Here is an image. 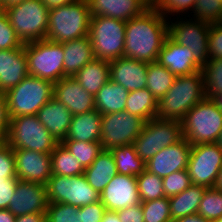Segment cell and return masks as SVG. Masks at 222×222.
<instances>
[{
  "label": "cell",
  "instance_id": "obj_9",
  "mask_svg": "<svg viewBox=\"0 0 222 222\" xmlns=\"http://www.w3.org/2000/svg\"><path fill=\"white\" fill-rule=\"evenodd\" d=\"M6 143L12 149H30L48 154L59 144L36 115L10 117Z\"/></svg>",
  "mask_w": 222,
  "mask_h": 222
},
{
  "label": "cell",
  "instance_id": "obj_31",
  "mask_svg": "<svg viewBox=\"0 0 222 222\" xmlns=\"http://www.w3.org/2000/svg\"><path fill=\"white\" fill-rule=\"evenodd\" d=\"M125 110L147 122L156 117L158 101L147 88L130 91Z\"/></svg>",
  "mask_w": 222,
  "mask_h": 222
},
{
  "label": "cell",
  "instance_id": "obj_39",
  "mask_svg": "<svg viewBox=\"0 0 222 222\" xmlns=\"http://www.w3.org/2000/svg\"><path fill=\"white\" fill-rule=\"evenodd\" d=\"M144 222H173L170 213L169 197L141 202Z\"/></svg>",
  "mask_w": 222,
  "mask_h": 222
},
{
  "label": "cell",
  "instance_id": "obj_15",
  "mask_svg": "<svg viewBox=\"0 0 222 222\" xmlns=\"http://www.w3.org/2000/svg\"><path fill=\"white\" fill-rule=\"evenodd\" d=\"M100 201L108 211L141 204L136 177L117 173L100 193Z\"/></svg>",
  "mask_w": 222,
  "mask_h": 222
},
{
  "label": "cell",
  "instance_id": "obj_53",
  "mask_svg": "<svg viewBox=\"0 0 222 222\" xmlns=\"http://www.w3.org/2000/svg\"><path fill=\"white\" fill-rule=\"evenodd\" d=\"M173 222H211V221L204 219L203 217H201L198 214H193V215L180 217V218L174 220Z\"/></svg>",
  "mask_w": 222,
  "mask_h": 222
},
{
  "label": "cell",
  "instance_id": "obj_3",
  "mask_svg": "<svg viewBox=\"0 0 222 222\" xmlns=\"http://www.w3.org/2000/svg\"><path fill=\"white\" fill-rule=\"evenodd\" d=\"M90 11L86 0L49 10L46 39L62 43L89 35Z\"/></svg>",
  "mask_w": 222,
  "mask_h": 222
},
{
  "label": "cell",
  "instance_id": "obj_61",
  "mask_svg": "<svg viewBox=\"0 0 222 222\" xmlns=\"http://www.w3.org/2000/svg\"><path fill=\"white\" fill-rule=\"evenodd\" d=\"M6 144V140L0 137V149Z\"/></svg>",
  "mask_w": 222,
  "mask_h": 222
},
{
  "label": "cell",
  "instance_id": "obj_50",
  "mask_svg": "<svg viewBox=\"0 0 222 222\" xmlns=\"http://www.w3.org/2000/svg\"><path fill=\"white\" fill-rule=\"evenodd\" d=\"M10 127V116L4 95L0 94V137L7 140Z\"/></svg>",
  "mask_w": 222,
  "mask_h": 222
},
{
  "label": "cell",
  "instance_id": "obj_22",
  "mask_svg": "<svg viewBox=\"0 0 222 222\" xmlns=\"http://www.w3.org/2000/svg\"><path fill=\"white\" fill-rule=\"evenodd\" d=\"M28 75L25 44L22 48L0 50V94L17 86Z\"/></svg>",
  "mask_w": 222,
  "mask_h": 222
},
{
  "label": "cell",
  "instance_id": "obj_29",
  "mask_svg": "<svg viewBox=\"0 0 222 222\" xmlns=\"http://www.w3.org/2000/svg\"><path fill=\"white\" fill-rule=\"evenodd\" d=\"M128 95L123 86L109 80L94 96L95 109L102 115L123 111Z\"/></svg>",
  "mask_w": 222,
  "mask_h": 222
},
{
  "label": "cell",
  "instance_id": "obj_14",
  "mask_svg": "<svg viewBox=\"0 0 222 222\" xmlns=\"http://www.w3.org/2000/svg\"><path fill=\"white\" fill-rule=\"evenodd\" d=\"M222 166V149L216 143L191 145L187 171L193 185L214 187Z\"/></svg>",
  "mask_w": 222,
  "mask_h": 222
},
{
  "label": "cell",
  "instance_id": "obj_17",
  "mask_svg": "<svg viewBox=\"0 0 222 222\" xmlns=\"http://www.w3.org/2000/svg\"><path fill=\"white\" fill-rule=\"evenodd\" d=\"M18 180L46 185L52 175L51 154L30 149H13Z\"/></svg>",
  "mask_w": 222,
  "mask_h": 222
},
{
  "label": "cell",
  "instance_id": "obj_38",
  "mask_svg": "<svg viewBox=\"0 0 222 222\" xmlns=\"http://www.w3.org/2000/svg\"><path fill=\"white\" fill-rule=\"evenodd\" d=\"M197 214L204 219L216 222L222 216V191L211 187L203 193Z\"/></svg>",
  "mask_w": 222,
  "mask_h": 222
},
{
  "label": "cell",
  "instance_id": "obj_20",
  "mask_svg": "<svg viewBox=\"0 0 222 222\" xmlns=\"http://www.w3.org/2000/svg\"><path fill=\"white\" fill-rule=\"evenodd\" d=\"M53 98L65 105L72 115L95 109L94 96L73 77H64L53 86Z\"/></svg>",
  "mask_w": 222,
  "mask_h": 222
},
{
  "label": "cell",
  "instance_id": "obj_10",
  "mask_svg": "<svg viewBox=\"0 0 222 222\" xmlns=\"http://www.w3.org/2000/svg\"><path fill=\"white\" fill-rule=\"evenodd\" d=\"M182 138L181 121L155 117L145 122L133 146L138 156L147 163L158 151Z\"/></svg>",
  "mask_w": 222,
  "mask_h": 222
},
{
  "label": "cell",
  "instance_id": "obj_42",
  "mask_svg": "<svg viewBox=\"0 0 222 222\" xmlns=\"http://www.w3.org/2000/svg\"><path fill=\"white\" fill-rule=\"evenodd\" d=\"M196 1L197 0H157L154 8L168 20L174 15L180 17L181 14L183 16V13L187 15L189 11L193 12ZM168 15L172 16L168 17Z\"/></svg>",
  "mask_w": 222,
  "mask_h": 222
},
{
  "label": "cell",
  "instance_id": "obj_33",
  "mask_svg": "<svg viewBox=\"0 0 222 222\" xmlns=\"http://www.w3.org/2000/svg\"><path fill=\"white\" fill-rule=\"evenodd\" d=\"M177 76L157 61L148 63L146 88L159 101L171 88Z\"/></svg>",
  "mask_w": 222,
  "mask_h": 222
},
{
  "label": "cell",
  "instance_id": "obj_35",
  "mask_svg": "<svg viewBox=\"0 0 222 222\" xmlns=\"http://www.w3.org/2000/svg\"><path fill=\"white\" fill-rule=\"evenodd\" d=\"M206 98L214 99L222 93V59L209 58L201 68Z\"/></svg>",
  "mask_w": 222,
  "mask_h": 222
},
{
  "label": "cell",
  "instance_id": "obj_58",
  "mask_svg": "<svg viewBox=\"0 0 222 222\" xmlns=\"http://www.w3.org/2000/svg\"><path fill=\"white\" fill-rule=\"evenodd\" d=\"M213 100L217 103V106L222 111V93L218 94Z\"/></svg>",
  "mask_w": 222,
  "mask_h": 222
},
{
  "label": "cell",
  "instance_id": "obj_11",
  "mask_svg": "<svg viewBox=\"0 0 222 222\" xmlns=\"http://www.w3.org/2000/svg\"><path fill=\"white\" fill-rule=\"evenodd\" d=\"M46 189L49 203H66L80 208L100 201V193L87 182L84 175H51Z\"/></svg>",
  "mask_w": 222,
  "mask_h": 222
},
{
  "label": "cell",
  "instance_id": "obj_1",
  "mask_svg": "<svg viewBox=\"0 0 222 222\" xmlns=\"http://www.w3.org/2000/svg\"><path fill=\"white\" fill-rule=\"evenodd\" d=\"M167 37L168 20L156 8H148L126 21L124 57L154 63Z\"/></svg>",
  "mask_w": 222,
  "mask_h": 222
},
{
  "label": "cell",
  "instance_id": "obj_60",
  "mask_svg": "<svg viewBox=\"0 0 222 222\" xmlns=\"http://www.w3.org/2000/svg\"><path fill=\"white\" fill-rule=\"evenodd\" d=\"M216 144L222 149V131L219 134Z\"/></svg>",
  "mask_w": 222,
  "mask_h": 222
},
{
  "label": "cell",
  "instance_id": "obj_62",
  "mask_svg": "<svg viewBox=\"0 0 222 222\" xmlns=\"http://www.w3.org/2000/svg\"><path fill=\"white\" fill-rule=\"evenodd\" d=\"M0 11H4V0H0Z\"/></svg>",
  "mask_w": 222,
  "mask_h": 222
},
{
  "label": "cell",
  "instance_id": "obj_27",
  "mask_svg": "<svg viewBox=\"0 0 222 222\" xmlns=\"http://www.w3.org/2000/svg\"><path fill=\"white\" fill-rule=\"evenodd\" d=\"M73 78L88 93L95 96L110 80V61L94 59L80 69Z\"/></svg>",
  "mask_w": 222,
  "mask_h": 222
},
{
  "label": "cell",
  "instance_id": "obj_21",
  "mask_svg": "<svg viewBox=\"0 0 222 222\" xmlns=\"http://www.w3.org/2000/svg\"><path fill=\"white\" fill-rule=\"evenodd\" d=\"M148 63L121 57L110 61V80L126 90L135 91L146 88Z\"/></svg>",
  "mask_w": 222,
  "mask_h": 222
},
{
  "label": "cell",
  "instance_id": "obj_45",
  "mask_svg": "<svg viewBox=\"0 0 222 222\" xmlns=\"http://www.w3.org/2000/svg\"><path fill=\"white\" fill-rule=\"evenodd\" d=\"M208 44L209 58L222 59V22L210 24Z\"/></svg>",
  "mask_w": 222,
  "mask_h": 222
},
{
  "label": "cell",
  "instance_id": "obj_4",
  "mask_svg": "<svg viewBox=\"0 0 222 222\" xmlns=\"http://www.w3.org/2000/svg\"><path fill=\"white\" fill-rule=\"evenodd\" d=\"M182 136L191 145L216 143L222 131V111L211 98L193 106L181 120Z\"/></svg>",
  "mask_w": 222,
  "mask_h": 222
},
{
  "label": "cell",
  "instance_id": "obj_36",
  "mask_svg": "<svg viewBox=\"0 0 222 222\" xmlns=\"http://www.w3.org/2000/svg\"><path fill=\"white\" fill-rule=\"evenodd\" d=\"M62 144L84 168L89 167L104 149L100 142L64 140Z\"/></svg>",
  "mask_w": 222,
  "mask_h": 222
},
{
  "label": "cell",
  "instance_id": "obj_25",
  "mask_svg": "<svg viewBox=\"0 0 222 222\" xmlns=\"http://www.w3.org/2000/svg\"><path fill=\"white\" fill-rule=\"evenodd\" d=\"M64 50V74L73 77L87 63L95 59L89 35L62 42Z\"/></svg>",
  "mask_w": 222,
  "mask_h": 222
},
{
  "label": "cell",
  "instance_id": "obj_7",
  "mask_svg": "<svg viewBox=\"0 0 222 222\" xmlns=\"http://www.w3.org/2000/svg\"><path fill=\"white\" fill-rule=\"evenodd\" d=\"M126 22L103 16H92L89 26L95 59L116 60L124 56Z\"/></svg>",
  "mask_w": 222,
  "mask_h": 222
},
{
  "label": "cell",
  "instance_id": "obj_18",
  "mask_svg": "<svg viewBox=\"0 0 222 222\" xmlns=\"http://www.w3.org/2000/svg\"><path fill=\"white\" fill-rule=\"evenodd\" d=\"M191 144L182 138L177 143L158 151L147 163L146 170L164 178L173 172L187 169Z\"/></svg>",
  "mask_w": 222,
  "mask_h": 222
},
{
  "label": "cell",
  "instance_id": "obj_56",
  "mask_svg": "<svg viewBox=\"0 0 222 222\" xmlns=\"http://www.w3.org/2000/svg\"><path fill=\"white\" fill-rule=\"evenodd\" d=\"M214 188L222 191V166H221V169H220L219 174L217 176Z\"/></svg>",
  "mask_w": 222,
  "mask_h": 222
},
{
  "label": "cell",
  "instance_id": "obj_2",
  "mask_svg": "<svg viewBox=\"0 0 222 222\" xmlns=\"http://www.w3.org/2000/svg\"><path fill=\"white\" fill-rule=\"evenodd\" d=\"M205 98L202 71L177 76L171 88L158 101L156 118L181 121L193 106Z\"/></svg>",
  "mask_w": 222,
  "mask_h": 222
},
{
  "label": "cell",
  "instance_id": "obj_57",
  "mask_svg": "<svg viewBox=\"0 0 222 222\" xmlns=\"http://www.w3.org/2000/svg\"><path fill=\"white\" fill-rule=\"evenodd\" d=\"M23 1H25V0H4V10L11 7V6L20 4Z\"/></svg>",
  "mask_w": 222,
  "mask_h": 222
},
{
  "label": "cell",
  "instance_id": "obj_59",
  "mask_svg": "<svg viewBox=\"0 0 222 222\" xmlns=\"http://www.w3.org/2000/svg\"><path fill=\"white\" fill-rule=\"evenodd\" d=\"M148 8H153L157 0H141Z\"/></svg>",
  "mask_w": 222,
  "mask_h": 222
},
{
  "label": "cell",
  "instance_id": "obj_63",
  "mask_svg": "<svg viewBox=\"0 0 222 222\" xmlns=\"http://www.w3.org/2000/svg\"><path fill=\"white\" fill-rule=\"evenodd\" d=\"M216 222H222V216Z\"/></svg>",
  "mask_w": 222,
  "mask_h": 222
},
{
  "label": "cell",
  "instance_id": "obj_12",
  "mask_svg": "<svg viewBox=\"0 0 222 222\" xmlns=\"http://www.w3.org/2000/svg\"><path fill=\"white\" fill-rule=\"evenodd\" d=\"M145 121L126 110L103 114L100 143L106 150L133 144L141 133Z\"/></svg>",
  "mask_w": 222,
  "mask_h": 222
},
{
  "label": "cell",
  "instance_id": "obj_32",
  "mask_svg": "<svg viewBox=\"0 0 222 222\" xmlns=\"http://www.w3.org/2000/svg\"><path fill=\"white\" fill-rule=\"evenodd\" d=\"M110 151L118 174L136 177L146 169V163L138 156L133 144L114 147Z\"/></svg>",
  "mask_w": 222,
  "mask_h": 222
},
{
  "label": "cell",
  "instance_id": "obj_8",
  "mask_svg": "<svg viewBox=\"0 0 222 222\" xmlns=\"http://www.w3.org/2000/svg\"><path fill=\"white\" fill-rule=\"evenodd\" d=\"M28 74L57 83L64 77V50L62 43L47 39L25 44Z\"/></svg>",
  "mask_w": 222,
  "mask_h": 222
},
{
  "label": "cell",
  "instance_id": "obj_46",
  "mask_svg": "<svg viewBox=\"0 0 222 222\" xmlns=\"http://www.w3.org/2000/svg\"><path fill=\"white\" fill-rule=\"evenodd\" d=\"M0 176L5 178L17 177L14 152L7 143L0 149Z\"/></svg>",
  "mask_w": 222,
  "mask_h": 222
},
{
  "label": "cell",
  "instance_id": "obj_44",
  "mask_svg": "<svg viewBox=\"0 0 222 222\" xmlns=\"http://www.w3.org/2000/svg\"><path fill=\"white\" fill-rule=\"evenodd\" d=\"M24 47L23 42L12 28L5 11H0V50Z\"/></svg>",
  "mask_w": 222,
  "mask_h": 222
},
{
  "label": "cell",
  "instance_id": "obj_52",
  "mask_svg": "<svg viewBox=\"0 0 222 222\" xmlns=\"http://www.w3.org/2000/svg\"><path fill=\"white\" fill-rule=\"evenodd\" d=\"M48 10L58 8L60 6H65L76 0H40Z\"/></svg>",
  "mask_w": 222,
  "mask_h": 222
},
{
  "label": "cell",
  "instance_id": "obj_49",
  "mask_svg": "<svg viewBox=\"0 0 222 222\" xmlns=\"http://www.w3.org/2000/svg\"><path fill=\"white\" fill-rule=\"evenodd\" d=\"M121 222H144L141 204L116 211Z\"/></svg>",
  "mask_w": 222,
  "mask_h": 222
},
{
  "label": "cell",
  "instance_id": "obj_23",
  "mask_svg": "<svg viewBox=\"0 0 222 222\" xmlns=\"http://www.w3.org/2000/svg\"><path fill=\"white\" fill-rule=\"evenodd\" d=\"M36 116L58 143L65 140L73 116L65 105L52 98L38 110Z\"/></svg>",
  "mask_w": 222,
  "mask_h": 222
},
{
  "label": "cell",
  "instance_id": "obj_26",
  "mask_svg": "<svg viewBox=\"0 0 222 222\" xmlns=\"http://www.w3.org/2000/svg\"><path fill=\"white\" fill-rule=\"evenodd\" d=\"M102 114L96 109L73 115L65 140L100 142Z\"/></svg>",
  "mask_w": 222,
  "mask_h": 222
},
{
  "label": "cell",
  "instance_id": "obj_43",
  "mask_svg": "<svg viewBox=\"0 0 222 222\" xmlns=\"http://www.w3.org/2000/svg\"><path fill=\"white\" fill-rule=\"evenodd\" d=\"M165 197H171L192 185L187 169L173 172L162 178Z\"/></svg>",
  "mask_w": 222,
  "mask_h": 222
},
{
  "label": "cell",
  "instance_id": "obj_47",
  "mask_svg": "<svg viewBox=\"0 0 222 222\" xmlns=\"http://www.w3.org/2000/svg\"><path fill=\"white\" fill-rule=\"evenodd\" d=\"M105 211V206L101 201L84 205L79 208L81 222H101Z\"/></svg>",
  "mask_w": 222,
  "mask_h": 222
},
{
  "label": "cell",
  "instance_id": "obj_41",
  "mask_svg": "<svg viewBox=\"0 0 222 222\" xmlns=\"http://www.w3.org/2000/svg\"><path fill=\"white\" fill-rule=\"evenodd\" d=\"M46 222H81L79 208L66 203H49Z\"/></svg>",
  "mask_w": 222,
  "mask_h": 222
},
{
  "label": "cell",
  "instance_id": "obj_48",
  "mask_svg": "<svg viewBox=\"0 0 222 222\" xmlns=\"http://www.w3.org/2000/svg\"><path fill=\"white\" fill-rule=\"evenodd\" d=\"M17 182V177L5 178L4 176H0V209L8 208Z\"/></svg>",
  "mask_w": 222,
  "mask_h": 222
},
{
  "label": "cell",
  "instance_id": "obj_55",
  "mask_svg": "<svg viewBox=\"0 0 222 222\" xmlns=\"http://www.w3.org/2000/svg\"><path fill=\"white\" fill-rule=\"evenodd\" d=\"M16 216L8 209H0V222H15Z\"/></svg>",
  "mask_w": 222,
  "mask_h": 222
},
{
  "label": "cell",
  "instance_id": "obj_6",
  "mask_svg": "<svg viewBox=\"0 0 222 222\" xmlns=\"http://www.w3.org/2000/svg\"><path fill=\"white\" fill-rule=\"evenodd\" d=\"M4 11L23 44L46 39L49 10L40 0H25Z\"/></svg>",
  "mask_w": 222,
  "mask_h": 222
},
{
  "label": "cell",
  "instance_id": "obj_40",
  "mask_svg": "<svg viewBox=\"0 0 222 222\" xmlns=\"http://www.w3.org/2000/svg\"><path fill=\"white\" fill-rule=\"evenodd\" d=\"M193 19L209 24L222 22V0H197Z\"/></svg>",
  "mask_w": 222,
  "mask_h": 222
},
{
  "label": "cell",
  "instance_id": "obj_13",
  "mask_svg": "<svg viewBox=\"0 0 222 222\" xmlns=\"http://www.w3.org/2000/svg\"><path fill=\"white\" fill-rule=\"evenodd\" d=\"M168 19V37L176 43L189 48L193 57L203 66L209 59L208 36L210 24L201 20L182 17ZM171 20V21H170ZM174 22H173V21Z\"/></svg>",
  "mask_w": 222,
  "mask_h": 222
},
{
  "label": "cell",
  "instance_id": "obj_30",
  "mask_svg": "<svg viewBox=\"0 0 222 222\" xmlns=\"http://www.w3.org/2000/svg\"><path fill=\"white\" fill-rule=\"evenodd\" d=\"M206 189L204 186L192 184L181 193L169 197L172 221L180 217L197 214Z\"/></svg>",
  "mask_w": 222,
  "mask_h": 222
},
{
  "label": "cell",
  "instance_id": "obj_54",
  "mask_svg": "<svg viewBox=\"0 0 222 222\" xmlns=\"http://www.w3.org/2000/svg\"><path fill=\"white\" fill-rule=\"evenodd\" d=\"M101 222H121V221L116 211L106 210L104 212Z\"/></svg>",
  "mask_w": 222,
  "mask_h": 222
},
{
  "label": "cell",
  "instance_id": "obj_37",
  "mask_svg": "<svg viewBox=\"0 0 222 222\" xmlns=\"http://www.w3.org/2000/svg\"><path fill=\"white\" fill-rule=\"evenodd\" d=\"M136 181L141 202L165 197L162 178L156 174L145 169L141 175L136 176Z\"/></svg>",
  "mask_w": 222,
  "mask_h": 222
},
{
  "label": "cell",
  "instance_id": "obj_24",
  "mask_svg": "<svg viewBox=\"0 0 222 222\" xmlns=\"http://www.w3.org/2000/svg\"><path fill=\"white\" fill-rule=\"evenodd\" d=\"M92 16L128 21L142 14L148 7L141 0H86Z\"/></svg>",
  "mask_w": 222,
  "mask_h": 222
},
{
  "label": "cell",
  "instance_id": "obj_16",
  "mask_svg": "<svg viewBox=\"0 0 222 222\" xmlns=\"http://www.w3.org/2000/svg\"><path fill=\"white\" fill-rule=\"evenodd\" d=\"M49 201L46 185L18 180L8 210L17 216L46 213Z\"/></svg>",
  "mask_w": 222,
  "mask_h": 222
},
{
  "label": "cell",
  "instance_id": "obj_28",
  "mask_svg": "<svg viewBox=\"0 0 222 222\" xmlns=\"http://www.w3.org/2000/svg\"><path fill=\"white\" fill-rule=\"evenodd\" d=\"M117 174L116 163L110 150L103 149L92 164L85 168L87 182L99 193L107 186L111 178Z\"/></svg>",
  "mask_w": 222,
  "mask_h": 222
},
{
  "label": "cell",
  "instance_id": "obj_19",
  "mask_svg": "<svg viewBox=\"0 0 222 222\" xmlns=\"http://www.w3.org/2000/svg\"><path fill=\"white\" fill-rule=\"evenodd\" d=\"M157 62L176 76L191 75L202 68L188 47L176 43L169 37L164 41Z\"/></svg>",
  "mask_w": 222,
  "mask_h": 222
},
{
  "label": "cell",
  "instance_id": "obj_51",
  "mask_svg": "<svg viewBox=\"0 0 222 222\" xmlns=\"http://www.w3.org/2000/svg\"><path fill=\"white\" fill-rule=\"evenodd\" d=\"M15 222H46V213H32L17 216Z\"/></svg>",
  "mask_w": 222,
  "mask_h": 222
},
{
  "label": "cell",
  "instance_id": "obj_34",
  "mask_svg": "<svg viewBox=\"0 0 222 222\" xmlns=\"http://www.w3.org/2000/svg\"><path fill=\"white\" fill-rule=\"evenodd\" d=\"M51 171L52 175L72 177L83 175L85 168L62 143H59L51 153Z\"/></svg>",
  "mask_w": 222,
  "mask_h": 222
},
{
  "label": "cell",
  "instance_id": "obj_5",
  "mask_svg": "<svg viewBox=\"0 0 222 222\" xmlns=\"http://www.w3.org/2000/svg\"><path fill=\"white\" fill-rule=\"evenodd\" d=\"M54 84L36 76L27 75L4 95L10 117L36 115L53 98Z\"/></svg>",
  "mask_w": 222,
  "mask_h": 222
}]
</instances>
